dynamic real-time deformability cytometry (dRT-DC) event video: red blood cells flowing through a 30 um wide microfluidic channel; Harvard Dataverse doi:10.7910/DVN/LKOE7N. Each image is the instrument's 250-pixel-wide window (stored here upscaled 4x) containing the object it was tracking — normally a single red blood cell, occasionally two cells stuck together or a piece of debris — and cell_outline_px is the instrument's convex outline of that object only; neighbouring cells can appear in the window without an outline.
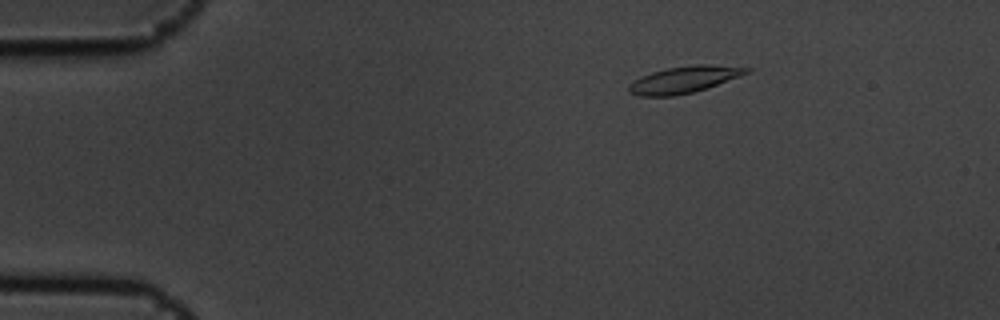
{"species": "common noctule bat (a hibernating species)", "species_latin": "Nyctalus noctula", "temperature_condition": "cold", "stored_images_in_passage": 4, "camera_frame_rate_fps": 3000, "um_per_image_px": 0.085, "animal": {"sex": "male", "body_mass_g": 19.5, "forearm_length_mm": 54.6}, "frame": {"image": 1, "passage_image": 2, "time_ms": 0.333, "image_size_px": [1000, 320], "cell_outline_px": [[752, 68], [748, 72], [740, 76], [692, 92], [672, 96], [640, 96], [628, 92], [628, 84], [640, 76], [652, 72], [668, 68], [696, 64], [708, 64]], "centroid_in_image_um": [58.09, 6.76], "position_along_channel_um": 26.9, "area_um2": 18.03}}